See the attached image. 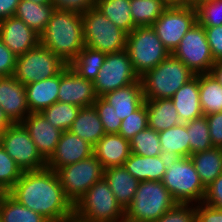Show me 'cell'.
Instances as JSON below:
<instances>
[{
  "mask_svg": "<svg viewBox=\"0 0 222 222\" xmlns=\"http://www.w3.org/2000/svg\"><path fill=\"white\" fill-rule=\"evenodd\" d=\"M140 78L135 73L129 54L126 50L107 54L105 61L94 80V87L98 97L128 86Z\"/></svg>",
  "mask_w": 222,
  "mask_h": 222,
  "instance_id": "14",
  "label": "cell"
},
{
  "mask_svg": "<svg viewBox=\"0 0 222 222\" xmlns=\"http://www.w3.org/2000/svg\"><path fill=\"white\" fill-rule=\"evenodd\" d=\"M131 154L130 141L117 134H105L94 146L93 155L103 169L123 166Z\"/></svg>",
  "mask_w": 222,
  "mask_h": 222,
  "instance_id": "20",
  "label": "cell"
},
{
  "mask_svg": "<svg viewBox=\"0 0 222 222\" xmlns=\"http://www.w3.org/2000/svg\"><path fill=\"white\" fill-rule=\"evenodd\" d=\"M153 222H196V204L176 203L169 211Z\"/></svg>",
  "mask_w": 222,
  "mask_h": 222,
  "instance_id": "43",
  "label": "cell"
},
{
  "mask_svg": "<svg viewBox=\"0 0 222 222\" xmlns=\"http://www.w3.org/2000/svg\"><path fill=\"white\" fill-rule=\"evenodd\" d=\"M12 124L13 122L9 119L7 114L0 107V133Z\"/></svg>",
  "mask_w": 222,
  "mask_h": 222,
  "instance_id": "52",
  "label": "cell"
},
{
  "mask_svg": "<svg viewBox=\"0 0 222 222\" xmlns=\"http://www.w3.org/2000/svg\"><path fill=\"white\" fill-rule=\"evenodd\" d=\"M102 98L114 107L121 121L134 113L145 102L140 79L128 86L108 92Z\"/></svg>",
  "mask_w": 222,
  "mask_h": 222,
  "instance_id": "22",
  "label": "cell"
},
{
  "mask_svg": "<svg viewBox=\"0 0 222 222\" xmlns=\"http://www.w3.org/2000/svg\"><path fill=\"white\" fill-rule=\"evenodd\" d=\"M0 39L17 57L40 43L39 34L15 16L0 21Z\"/></svg>",
  "mask_w": 222,
  "mask_h": 222,
  "instance_id": "17",
  "label": "cell"
},
{
  "mask_svg": "<svg viewBox=\"0 0 222 222\" xmlns=\"http://www.w3.org/2000/svg\"><path fill=\"white\" fill-rule=\"evenodd\" d=\"M148 127L147 108L144 102L134 113L122 120L119 135L128 141Z\"/></svg>",
  "mask_w": 222,
  "mask_h": 222,
  "instance_id": "39",
  "label": "cell"
},
{
  "mask_svg": "<svg viewBox=\"0 0 222 222\" xmlns=\"http://www.w3.org/2000/svg\"><path fill=\"white\" fill-rule=\"evenodd\" d=\"M145 103L149 128L161 132L181 124L171 98L147 99Z\"/></svg>",
  "mask_w": 222,
  "mask_h": 222,
  "instance_id": "26",
  "label": "cell"
},
{
  "mask_svg": "<svg viewBox=\"0 0 222 222\" xmlns=\"http://www.w3.org/2000/svg\"><path fill=\"white\" fill-rule=\"evenodd\" d=\"M69 131L92 146L106 134L94 106L80 108Z\"/></svg>",
  "mask_w": 222,
  "mask_h": 222,
  "instance_id": "27",
  "label": "cell"
},
{
  "mask_svg": "<svg viewBox=\"0 0 222 222\" xmlns=\"http://www.w3.org/2000/svg\"><path fill=\"white\" fill-rule=\"evenodd\" d=\"M190 158L205 188L222 173V148L212 147L194 153Z\"/></svg>",
  "mask_w": 222,
  "mask_h": 222,
  "instance_id": "29",
  "label": "cell"
},
{
  "mask_svg": "<svg viewBox=\"0 0 222 222\" xmlns=\"http://www.w3.org/2000/svg\"><path fill=\"white\" fill-rule=\"evenodd\" d=\"M20 0H0V21L15 15Z\"/></svg>",
  "mask_w": 222,
  "mask_h": 222,
  "instance_id": "50",
  "label": "cell"
},
{
  "mask_svg": "<svg viewBox=\"0 0 222 222\" xmlns=\"http://www.w3.org/2000/svg\"><path fill=\"white\" fill-rule=\"evenodd\" d=\"M68 65L40 43L17 57L13 76L21 84L38 82L60 74Z\"/></svg>",
  "mask_w": 222,
  "mask_h": 222,
  "instance_id": "9",
  "label": "cell"
},
{
  "mask_svg": "<svg viewBox=\"0 0 222 222\" xmlns=\"http://www.w3.org/2000/svg\"><path fill=\"white\" fill-rule=\"evenodd\" d=\"M159 133L147 127L136 134L130 141L132 154L140 156H159L161 155Z\"/></svg>",
  "mask_w": 222,
  "mask_h": 222,
  "instance_id": "38",
  "label": "cell"
},
{
  "mask_svg": "<svg viewBox=\"0 0 222 222\" xmlns=\"http://www.w3.org/2000/svg\"><path fill=\"white\" fill-rule=\"evenodd\" d=\"M66 198L73 206L84 196L87 190L103 178L104 169L94 156L83 159L56 171Z\"/></svg>",
  "mask_w": 222,
  "mask_h": 222,
  "instance_id": "10",
  "label": "cell"
},
{
  "mask_svg": "<svg viewBox=\"0 0 222 222\" xmlns=\"http://www.w3.org/2000/svg\"><path fill=\"white\" fill-rule=\"evenodd\" d=\"M106 55L104 52L84 46L69 66L79 76L94 82L105 61Z\"/></svg>",
  "mask_w": 222,
  "mask_h": 222,
  "instance_id": "33",
  "label": "cell"
},
{
  "mask_svg": "<svg viewBox=\"0 0 222 222\" xmlns=\"http://www.w3.org/2000/svg\"><path fill=\"white\" fill-rule=\"evenodd\" d=\"M85 46L106 54L126 50L127 33L95 7L82 14Z\"/></svg>",
  "mask_w": 222,
  "mask_h": 222,
  "instance_id": "8",
  "label": "cell"
},
{
  "mask_svg": "<svg viewBox=\"0 0 222 222\" xmlns=\"http://www.w3.org/2000/svg\"><path fill=\"white\" fill-rule=\"evenodd\" d=\"M203 27L215 62L222 60V25Z\"/></svg>",
  "mask_w": 222,
  "mask_h": 222,
  "instance_id": "44",
  "label": "cell"
},
{
  "mask_svg": "<svg viewBox=\"0 0 222 222\" xmlns=\"http://www.w3.org/2000/svg\"><path fill=\"white\" fill-rule=\"evenodd\" d=\"M97 98L93 81L79 76L69 65L60 73L58 101L82 108L93 106Z\"/></svg>",
  "mask_w": 222,
  "mask_h": 222,
  "instance_id": "15",
  "label": "cell"
},
{
  "mask_svg": "<svg viewBox=\"0 0 222 222\" xmlns=\"http://www.w3.org/2000/svg\"><path fill=\"white\" fill-rule=\"evenodd\" d=\"M93 155V146L71 131H63L54 153L46 161V168L55 172L63 166L82 161Z\"/></svg>",
  "mask_w": 222,
  "mask_h": 222,
  "instance_id": "16",
  "label": "cell"
},
{
  "mask_svg": "<svg viewBox=\"0 0 222 222\" xmlns=\"http://www.w3.org/2000/svg\"><path fill=\"white\" fill-rule=\"evenodd\" d=\"M22 172L0 144V184L9 191L20 179Z\"/></svg>",
  "mask_w": 222,
  "mask_h": 222,
  "instance_id": "41",
  "label": "cell"
},
{
  "mask_svg": "<svg viewBox=\"0 0 222 222\" xmlns=\"http://www.w3.org/2000/svg\"><path fill=\"white\" fill-rule=\"evenodd\" d=\"M209 73L222 85V60L216 61Z\"/></svg>",
  "mask_w": 222,
  "mask_h": 222,
  "instance_id": "51",
  "label": "cell"
},
{
  "mask_svg": "<svg viewBox=\"0 0 222 222\" xmlns=\"http://www.w3.org/2000/svg\"><path fill=\"white\" fill-rule=\"evenodd\" d=\"M59 222H88V221H84L83 219L77 217L75 214H73L72 216L62 219Z\"/></svg>",
  "mask_w": 222,
  "mask_h": 222,
  "instance_id": "54",
  "label": "cell"
},
{
  "mask_svg": "<svg viewBox=\"0 0 222 222\" xmlns=\"http://www.w3.org/2000/svg\"><path fill=\"white\" fill-rule=\"evenodd\" d=\"M195 75L180 59L170 54L140 77L144 100L172 98Z\"/></svg>",
  "mask_w": 222,
  "mask_h": 222,
  "instance_id": "3",
  "label": "cell"
},
{
  "mask_svg": "<svg viewBox=\"0 0 222 222\" xmlns=\"http://www.w3.org/2000/svg\"><path fill=\"white\" fill-rule=\"evenodd\" d=\"M2 222H49L41 214L26 208L9 193L0 202Z\"/></svg>",
  "mask_w": 222,
  "mask_h": 222,
  "instance_id": "35",
  "label": "cell"
},
{
  "mask_svg": "<svg viewBox=\"0 0 222 222\" xmlns=\"http://www.w3.org/2000/svg\"><path fill=\"white\" fill-rule=\"evenodd\" d=\"M197 23L194 6H168L152 24L162 44L172 53L186 32Z\"/></svg>",
  "mask_w": 222,
  "mask_h": 222,
  "instance_id": "12",
  "label": "cell"
},
{
  "mask_svg": "<svg viewBox=\"0 0 222 222\" xmlns=\"http://www.w3.org/2000/svg\"><path fill=\"white\" fill-rule=\"evenodd\" d=\"M126 51L139 78L171 54L152 26L135 27L128 33Z\"/></svg>",
  "mask_w": 222,
  "mask_h": 222,
  "instance_id": "7",
  "label": "cell"
},
{
  "mask_svg": "<svg viewBox=\"0 0 222 222\" xmlns=\"http://www.w3.org/2000/svg\"><path fill=\"white\" fill-rule=\"evenodd\" d=\"M54 9L67 10L83 14L95 7L96 0H52Z\"/></svg>",
  "mask_w": 222,
  "mask_h": 222,
  "instance_id": "45",
  "label": "cell"
},
{
  "mask_svg": "<svg viewBox=\"0 0 222 222\" xmlns=\"http://www.w3.org/2000/svg\"><path fill=\"white\" fill-rule=\"evenodd\" d=\"M103 178L112 190L115 199L126 210L136 194L139 181L134 178L124 166L104 169Z\"/></svg>",
  "mask_w": 222,
  "mask_h": 222,
  "instance_id": "25",
  "label": "cell"
},
{
  "mask_svg": "<svg viewBox=\"0 0 222 222\" xmlns=\"http://www.w3.org/2000/svg\"><path fill=\"white\" fill-rule=\"evenodd\" d=\"M40 44L69 65L85 46L82 14L54 9Z\"/></svg>",
  "mask_w": 222,
  "mask_h": 222,
  "instance_id": "2",
  "label": "cell"
},
{
  "mask_svg": "<svg viewBox=\"0 0 222 222\" xmlns=\"http://www.w3.org/2000/svg\"><path fill=\"white\" fill-rule=\"evenodd\" d=\"M98 116L103 124V128L106 134H117L119 133L121 120L115 112L114 107L109 105L102 97H98L94 102Z\"/></svg>",
  "mask_w": 222,
  "mask_h": 222,
  "instance_id": "42",
  "label": "cell"
},
{
  "mask_svg": "<svg viewBox=\"0 0 222 222\" xmlns=\"http://www.w3.org/2000/svg\"><path fill=\"white\" fill-rule=\"evenodd\" d=\"M196 222H222V209L200 202L196 204Z\"/></svg>",
  "mask_w": 222,
  "mask_h": 222,
  "instance_id": "49",
  "label": "cell"
},
{
  "mask_svg": "<svg viewBox=\"0 0 222 222\" xmlns=\"http://www.w3.org/2000/svg\"><path fill=\"white\" fill-rule=\"evenodd\" d=\"M60 74L25 85L27 105L30 113H40L58 102Z\"/></svg>",
  "mask_w": 222,
  "mask_h": 222,
  "instance_id": "23",
  "label": "cell"
},
{
  "mask_svg": "<svg viewBox=\"0 0 222 222\" xmlns=\"http://www.w3.org/2000/svg\"><path fill=\"white\" fill-rule=\"evenodd\" d=\"M206 0H190V6L196 7L200 2H203Z\"/></svg>",
  "mask_w": 222,
  "mask_h": 222,
  "instance_id": "57",
  "label": "cell"
},
{
  "mask_svg": "<svg viewBox=\"0 0 222 222\" xmlns=\"http://www.w3.org/2000/svg\"><path fill=\"white\" fill-rule=\"evenodd\" d=\"M0 107L13 123H21L30 114L26 87L14 76L0 77Z\"/></svg>",
  "mask_w": 222,
  "mask_h": 222,
  "instance_id": "18",
  "label": "cell"
},
{
  "mask_svg": "<svg viewBox=\"0 0 222 222\" xmlns=\"http://www.w3.org/2000/svg\"><path fill=\"white\" fill-rule=\"evenodd\" d=\"M54 11L52 4H38L29 0H20L15 17L24 21L37 34H41Z\"/></svg>",
  "mask_w": 222,
  "mask_h": 222,
  "instance_id": "30",
  "label": "cell"
},
{
  "mask_svg": "<svg viewBox=\"0 0 222 222\" xmlns=\"http://www.w3.org/2000/svg\"><path fill=\"white\" fill-rule=\"evenodd\" d=\"M80 107L64 102H56L40 113L50 124L62 131H67L72 127Z\"/></svg>",
  "mask_w": 222,
  "mask_h": 222,
  "instance_id": "36",
  "label": "cell"
},
{
  "mask_svg": "<svg viewBox=\"0 0 222 222\" xmlns=\"http://www.w3.org/2000/svg\"><path fill=\"white\" fill-rule=\"evenodd\" d=\"M199 99L203 115L222 112V85L210 74H199Z\"/></svg>",
  "mask_w": 222,
  "mask_h": 222,
  "instance_id": "31",
  "label": "cell"
},
{
  "mask_svg": "<svg viewBox=\"0 0 222 222\" xmlns=\"http://www.w3.org/2000/svg\"><path fill=\"white\" fill-rule=\"evenodd\" d=\"M181 123L203 116L199 99V74L186 82L171 98Z\"/></svg>",
  "mask_w": 222,
  "mask_h": 222,
  "instance_id": "21",
  "label": "cell"
},
{
  "mask_svg": "<svg viewBox=\"0 0 222 222\" xmlns=\"http://www.w3.org/2000/svg\"><path fill=\"white\" fill-rule=\"evenodd\" d=\"M168 6H190V0H164Z\"/></svg>",
  "mask_w": 222,
  "mask_h": 222,
  "instance_id": "53",
  "label": "cell"
},
{
  "mask_svg": "<svg viewBox=\"0 0 222 222\" xmlns=\"http://www.w3.org/2000/svg\"><path fill=\"white\" fill-rule=\"evenodd\" d=\"M17 56L0 39V77L13 76Z\"/></svg>",
  "mask_w": 222,
  "mask_h": 222,
  "instance_id": "47",
  "label": "cell"
},
{
  "mask_svg": "<svg viewBox=\"0 0 222 222\" xmlns=\"http://www.w3.org/2000/svg\"><path fill=\"white\" fill-rule=\"evenodd\" d=\"M29 1H33L38 4H51L52 3V0H29Z\"/></svg>",
  "mask_w": 222,
  "mask_h": 222,
  "instance_id": "56",
  "label": "cell"
},
{
  "mask_svg": "<svg viewBox=\"0 0 222 222\" xmlns=\"http://www.w3.org/2000/svg\"><path fill=\"white\" fill-rule=\"evenodd\" d=\"M203 203L213 208L222 209V173L206 187Z\"/></svg>",
  "mask_w": 222,
  "mask_h": 222,
  "instance_id": "46",
  "label": "cell"
},
{
  "mask_svg": "<svg viewBox=\"0 0 222 222\" xmlns=\"http://www.w3.org/2000/svg\"><path fill=\"white\" fill-rule=\"evenodd\" d=\"M213 147L222 148V112L206 115Z\"/></svg>",
  "mask_w": 222,
  "mask_h": 222,
  "instance_id": "48",
  "label": "cell"
},
{
  "mask_svg": "<svg viewBox=\"0 0 222 222\" xmlns=\"http://www.w3.org/2000/svg\"><path fill=\"white\" fill-rule=\"evenodd\" d=\"M0 144L23 172L46 168V160L22 123H13L2 131Z\"/></svg>",
  "mask_w": 222,
  "mask_h": 222,
  "instance_id": "11",
  "label": "cell"
},
{
  "mask_svg": "<svg viewBox=\"0 0 222 222\" xmlns=\"http://www.w3.org/2000/svg\"><path fill=\"white\" fill-rule=\"evenodd\" d=\"M161 155L166 158L190 157L188 132L185 123L158 132Z\"/></svg>",
  "mask_w": 222,
  "mask_h": 222,
  "instance_id": "28",
  "label": "cell"
},
{
  "mask_svg": "<svg viewBox=\"0 0 222 222\" xmlns=\"http://www.w3.org/2000/svg\"><path fill=\"white\" fill-rule=\"evenodd\" d=\"M74 214L88 222H124L121 207L104 178L93 184L74 206Z\"/></svg>",
  "mask_w": 222,
  "mask_h": 222,
  "instance_id": "6",
  "label": "cell"
},
{
  "mask_svg": "<svg viewBox=\"0 0 222 222\" xmlns=\"http://www.w3.org/2000/svg\"><path fill=\"white\" fill-rule=\"evenodd\" d=\"M185 124L189 138L190 156L213 147L205 115L191 120L190 122H186Z\"/></svg>",
  "mask_w": 222,
  "mask_h": 222,
  "instance_id": "37",
  "label": "cell"
},
{
  "mask_svg": "<svg viewBox=\"0 0 222 222\" xmlns=\"http://www.w3.org/2000/svg\"><path fill=\"white\" fill-rule=\"evenodd\" d=\"M8 194V190L0 184V202L5 198V196Z\"/></svg>",
  "mask_w": 222,
  "mask_h": 222,
  "instance_id": "55",
  "label": "cell"
},
{
  "mask_svg": "<svg viewBox=\"0 0 222 222\" xmlns=\"http://www.w3.org/2000/svg\"><path fill=\"white\" fill-rule=\"evenodd\" d=\"M167 7L164 0H130L131 16L136 27L152 26Z\"/></svg>",
  "mask_w": 222,
  "mask_h": 222,
  "instance_id": "34",
  "label": "cell"
},
{
  "mask_svg": "<svg viewBox=\"0 0 222 222\" xmlns=\"http://www.w3.org/2000/svg\"><path fill=\"white\" fill-rule=\"evenodd\" d=\"M21 123L31 136L38 152L47 161L54 153L63 131L52 126L41 113H30Z\"/></svg>",
  "mask_w": 222,
  "mask_h": 222,
  "instance_id": "19",
  "label": "cell"
},
{
  "mask_svg": "<svg viewBox=\"0 0 222 222\" xmlns=\"http://www.w3.org/2000/svg\"><path fill=\"white\" fill-rule=\"evenodd\" d=\"M8 193L49 222H59L74 214V206L66 198L57 173L49 168L22 172Z\"/></svg>",
  "mask_w": 222,
  "mask_h": 222,
  "instance_id": "1",
  "label": "cell"
},
{
  "mask_svg": "<svg viewBox=\"0 0 222 222\" xmlns=\"http://www.w3.org/2000/svg\"><path fill=\"white\" fill-rule=\"evenodd\" d=\"M171 54L196 75L209 73L215 63L205 29L198 22L186 32Z\"/></svg>",
  "mask_w": 222,
  "mask_h": 222,
  "instance_id": "13",
  "label": "cell"
},
{
  "mask_svg": "<svg viewBox=\"0 0 222 222\" xmlns=\"http://www.w3.org/2000/svg\"><path fill=\"white\" fill-rule=\"evenodd\" d=\"M168 161L169 158L164 155L144 157L131 153L123 166L139 182L147 180L161 181Z\"/></svg>",
  "mask_w": 222,
  "mask_h": 222,
  "instance_id": "24",
  "label": "cell"
},
{
  "mask_svg": "<svg viewBox=\"0 0 222 222\" xmlns=\"http://www.w3.org/2000/svg\"><path fill=\"white\" fill-rule=\"evenodd\" d=\"M95 8L127 34L136 27L131 16L130 0H96Z\"/></svg>",
  "mask_w": 222,
  "mask_h": 222,
  "instance_id": "32",
  "label": "cell"
},
{
  "mask_svg": "<svg viewBox=\"0 0 222 222\" xmlns=\"http://www.w3.org/2000/svg\"><path fill=\"white\" fill-rule=\"evenodd\" d=\"M177 203L203 202L206 188L190 157L170 158L161 180Z\"/></svg>",
  "mask_w": 222,
  "mask_h": 222,
  "instance_id": "5",
  "label": "cell"
},
{
  "mask_svg": "<svg viewBox=\"0 0 222 222\" xmlns=\"http://www.w3.org/2000/svg\"><path fill=\"white\" fill-rule=\"evenodd\" d=\"M176 203L161 181H141L125 210L124 222H153Z\"/></svg>",
  "mask_w": 222,
  "mask_h": 222,
  "instance_id": "4",
  "label": "cell"
},
{
  "mask_svg": "<svg viewBox=\"0 0 222 222\" xmlns=\"http://www.w3.org/2000/svg\"><path fill=\"white\" fill-rule=\"evenodd\" d=\"M197 22L201 26L222 25V0H206L196 7Z\"/></svg>",
  "mask_w": 222,
  "mask_h": 222,
  "instance_id": "40",
  "label": "cell"
}]
</instances>
